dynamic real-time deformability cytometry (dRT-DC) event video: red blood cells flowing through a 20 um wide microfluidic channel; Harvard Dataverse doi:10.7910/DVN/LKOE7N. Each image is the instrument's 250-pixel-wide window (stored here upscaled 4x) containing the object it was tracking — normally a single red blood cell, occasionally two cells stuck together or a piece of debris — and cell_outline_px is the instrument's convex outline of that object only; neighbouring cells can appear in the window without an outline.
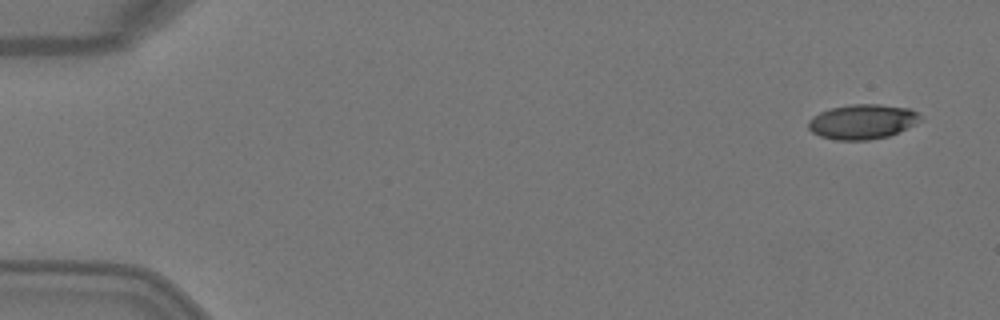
{"species": "Egyptian fruit bat (a non-hibernating species)", "species_latin": "Rousettus aegyptiacus", "temperature_condition": "warm", "stored_images_in_passage": 2, "camera_frame_rate_fps": 3000, "um_per_image_px": 0.085, "animal": {"sex": "female"}, "frame": {"image": 1, "passage_image": 2, "time_ms": 0.333, "image_size_px": [1000, 320], "cell_outline_px": [[924, 120], [888, 136], [868, 140], [836, 140], [820, 136], [812, 132], [808, 128], [808, 120], [812, 116], [820, 112], [832, 108], [848, 104], [880, 104], [912, 108]], "centroid_in_image_um": [73.31, 10.33], "position_along_channel_um": 11.7, "area_um2": 22.83}}